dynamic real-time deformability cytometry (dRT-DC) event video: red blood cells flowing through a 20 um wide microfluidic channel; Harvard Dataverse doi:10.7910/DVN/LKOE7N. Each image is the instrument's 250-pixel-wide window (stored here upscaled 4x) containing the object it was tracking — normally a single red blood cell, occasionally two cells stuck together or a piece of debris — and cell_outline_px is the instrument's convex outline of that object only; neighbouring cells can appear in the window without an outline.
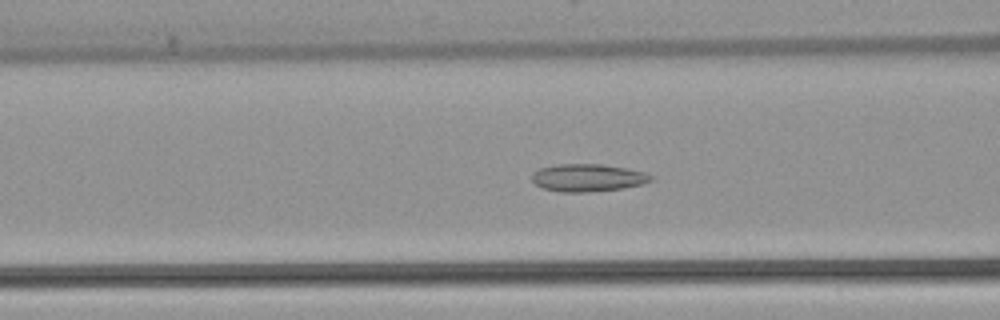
{"species": "common noctule bat (a hibernating species)", "species_latin": "Nyctalus noctula", "temperature_condition": "warm", "stored_images_in_passage": 53, "camera_frame_rate_fps": 3000, "um_per_image_px": 0.085, "animal": {"sex": "female", "body_mass_g": 22.7, "forearm_length_mm": 54.2}, "frame": {"image": 1, "passage_image": 21, "time_ms": 6.667, "image_size_px": [1000, 320], "cell_outline_px": [[652, 180], [644, 184], [620, 188], [584, 192], [560, 192], [544, 188], [536, 184], [532, 180], [532, 172], [540, 168], [556, 164], [604, 164], [628, 168], [644, 172], [652, 176]], "centroid_in_image_um": [49.95, 15.09], "position_along_channel_um": 116.6, "area_um2": 19.07}}
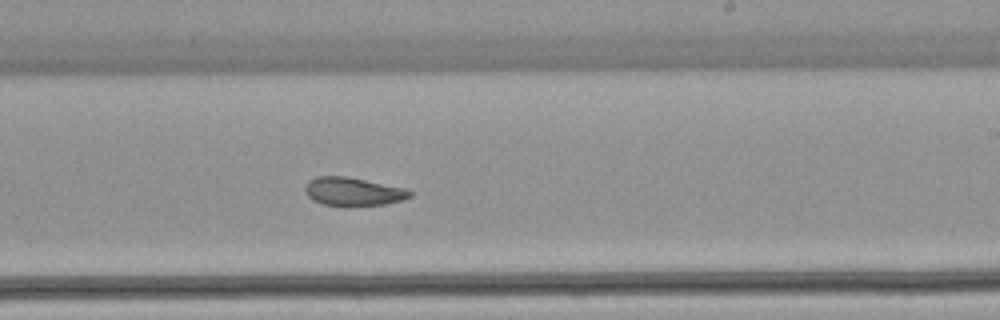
{"frame": {"image": 2, "passage_image": 32, "time_ms": 10.333, "image_size_px": [1000, 320], "cell_outline_px": [[412, 196], [400, 200], [384, 204], [348, 208], [324, 204], [312, 200], [308, 196], [304, 188], [308, 180], [316, 176], [344, 176], [408, 188], [412, 192]], "centroid_in_image_um": [30.01, 16.3], "position_along_channel_um": 259.0, "area_um2": 17.74}}
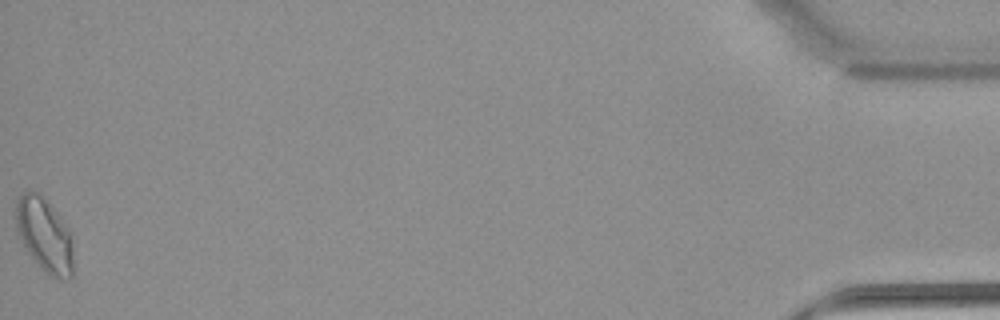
{"frame": {"image": 3, "passage_image": 53, "time_ms": 17.333, "image_size_px": [1000, 320], "cell_outline_px": [[72, 276], [68, 280], [64, 280], [48, 276], [44, 272], [24, 248], [16, 232], [16, 200], [28, 188], [36, 192], [56, 212], [72, 232]], "centroid_in_image_um": [3.77, 20.01], "position_along_channel_um": 431.4, "area_um2": 24.97}, "authors_computed_cell_mechanics": {"area_um2": 19.8254, "velocity_mm_per_s": 3.8952, "shape_relaxation_time_tau1_ms": null, "shape_relaxation_time_tau2_ms": 2.3598, "deformation_change_tau1": null, "deformation_change_tau2": 0.0807}}